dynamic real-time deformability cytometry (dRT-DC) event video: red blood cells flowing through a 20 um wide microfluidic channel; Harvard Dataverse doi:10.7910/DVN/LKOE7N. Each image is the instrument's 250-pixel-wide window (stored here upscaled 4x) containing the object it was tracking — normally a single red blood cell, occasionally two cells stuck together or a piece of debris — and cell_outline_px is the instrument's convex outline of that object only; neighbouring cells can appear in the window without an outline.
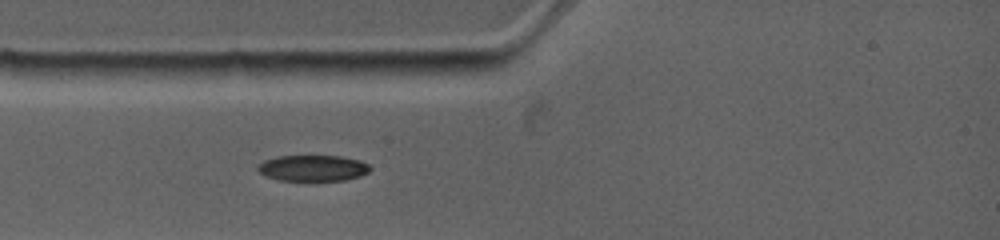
{"species": "common noctule bat (a hibernating species)", "species_latin": "Nyctalus noctula", "temperature_condition": "warm", "stored_images_in_passage": 2, "camera_frame_rate_fps": 4500, "um_per_image_px": 0.085, "animal": {"sex": "female", "body_mass_g": 19.0, "forearm_length_mm": 53.3}, "frame": {"image": 1, "passage_image": 2, "time_ms": 1.111, "image_size_px": [1000, 240], "cell_outline_px": [[372, 168], [368, 172], [360, 176], [344, 180], [280, 180], [268, 176], [260, 172], [256, 168], [264, 160], [276, 156], [340, 156], [360, 160], [368, 164]], "centroid_in_image_um": [26.62, 14.28], "position_along_channel_um": 58.4, "area_um2": 16.88}}